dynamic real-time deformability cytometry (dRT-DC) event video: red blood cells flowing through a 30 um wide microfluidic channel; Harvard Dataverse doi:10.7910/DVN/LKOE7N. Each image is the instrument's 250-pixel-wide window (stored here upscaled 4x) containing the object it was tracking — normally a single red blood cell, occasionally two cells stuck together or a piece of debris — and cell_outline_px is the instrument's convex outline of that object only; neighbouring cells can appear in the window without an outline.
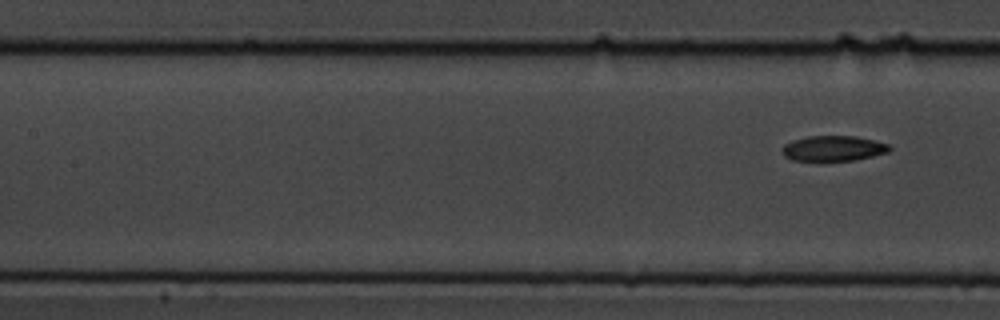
{"species": "common noctule bat (a hibernating species)", "species_latin": "Nyctalus noctula", "temperature_condition": "cold", "stored_images_in_passage": 8, "segment_of_instrument_passage": [2, 2], "camera_frame_rate_fps": 3000, "um_per_image_px": 0.085, "animal": {"sex": "male", "body_mass_g": 19.5, "forearm_length_mm": 54.6}, "frame": {"image": 1, "passage_image": 8, "time_ms": 8.0, "image_size_px": [1000, 320], "cell_outline_px": [[892, 148], [888, 152], [856, 160], [824, 164], [792, 160], [784, 156], [784, 144], [792, 140], [808, 136], [856, 136], [892, 144]], "centroid_in_image_um": [70.85, 12.66], "position_along_channel_um": 136.6, "area_um2": 16.7}}